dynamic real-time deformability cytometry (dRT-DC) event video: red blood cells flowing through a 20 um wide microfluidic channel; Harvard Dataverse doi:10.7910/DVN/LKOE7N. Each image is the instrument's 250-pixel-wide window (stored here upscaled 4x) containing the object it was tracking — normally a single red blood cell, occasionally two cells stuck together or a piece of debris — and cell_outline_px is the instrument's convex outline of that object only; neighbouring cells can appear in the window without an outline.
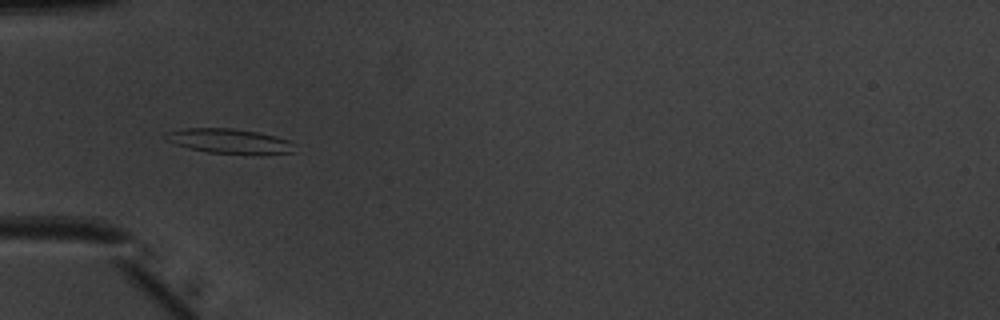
{"species": "common noctule bat (a hibernating species)", "species_latin": "Nyctalus noctula", "temperature_condition": "warm", "stored_images_in_passage": 7, "camera_frame_rate_fps": 3000, "um_per_image_px": 0.085, "animal": {"sex": "male", "body_mass_g": 20.1, "forearm_length_mm": 53.5}, "frame": {"image": 1, "passage_image": 4, "time_ms": 1.0, "image_size_px": [1000, 320], "cell_outline_px": [[296, 152], [260, 156], [208, 152], [188, 148], [176, 144], [168, 140], [164, 136], [168, 132], [184, 128], [232, 128], [256, 132], [276, 136], [288, 140], [292, 144]], "centroid_in_image_um": [19.57, 12.02], "position_along_channel_um": 65.4, "area_um2": 18.9}}